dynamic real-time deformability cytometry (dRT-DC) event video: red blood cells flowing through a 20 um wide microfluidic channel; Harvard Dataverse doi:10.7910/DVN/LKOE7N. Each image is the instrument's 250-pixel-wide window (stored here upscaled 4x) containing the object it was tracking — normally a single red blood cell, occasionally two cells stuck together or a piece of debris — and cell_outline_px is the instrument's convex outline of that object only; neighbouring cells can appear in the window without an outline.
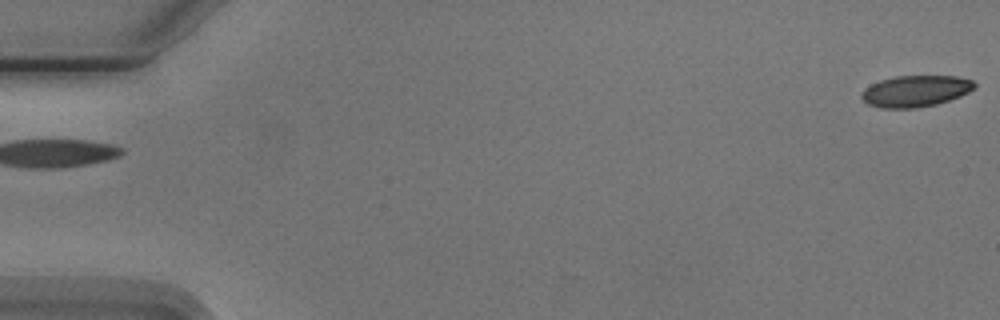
{"species": "Egyptian fruit bat (a non-hibernating species)", "species_latin": "Rousettus aegyptiacus", "temperature_condition": "cold", "stored_images_in_passage": 5, "camera_frame_rate_fps": 3000, "um_per_image_px": 0.085, "animal": {"sex": "male"}, "frame": {"image": 1, "passage_image": 1, "time_ms": 0.0, "image_size_px": [1000, 320], "cell_outline_px": [[976, 88], [960, 96], [936, 104], [916, 108], [880, 108], [868, 104], [860, 96], [860, 92], [864, 88], [880, 80], [896, 76], [956, 76], [972, 80], [976, 84]], "centroid_in_image_um": [77.8, 7.74], "position_along_channel_um": 7.2, "area_um2": 20.69}}